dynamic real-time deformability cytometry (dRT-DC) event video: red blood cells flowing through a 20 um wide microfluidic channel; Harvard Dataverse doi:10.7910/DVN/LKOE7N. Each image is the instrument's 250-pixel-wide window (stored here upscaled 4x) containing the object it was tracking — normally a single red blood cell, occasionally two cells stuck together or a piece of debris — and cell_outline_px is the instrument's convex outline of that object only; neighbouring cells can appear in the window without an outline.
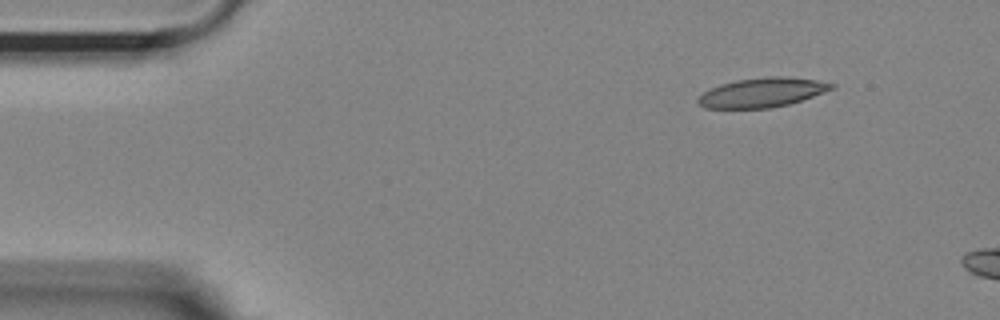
{"species": "Egyptian fruit bat (a non-hibernating species)", "species_latin": "Rousettus aegyptiacus", "temperature_condition": "room temperature", "stored_images_in_passage": 6, "camera_frame_rate_fps": 3000, "um_per_image_px": 0.085, "animal": {"sex": "female"}, "frame": {"image": 1, "passage_image": 1, "time_ms": 0.0, "image_size_px": [1000, 320], "cell_outline_px": [[836, 84], [832, 88], [824, 92], [788, 104], [768, 108], [704, 108], [696, 100], [704, 92], [720, 84], [736, 80], [768, 76], [788, 76], [816, 80]], "centroid_in_image_um": [64.77, 7.85], "position_along_channel_um": 20.2, "area_um2": 22.6}}